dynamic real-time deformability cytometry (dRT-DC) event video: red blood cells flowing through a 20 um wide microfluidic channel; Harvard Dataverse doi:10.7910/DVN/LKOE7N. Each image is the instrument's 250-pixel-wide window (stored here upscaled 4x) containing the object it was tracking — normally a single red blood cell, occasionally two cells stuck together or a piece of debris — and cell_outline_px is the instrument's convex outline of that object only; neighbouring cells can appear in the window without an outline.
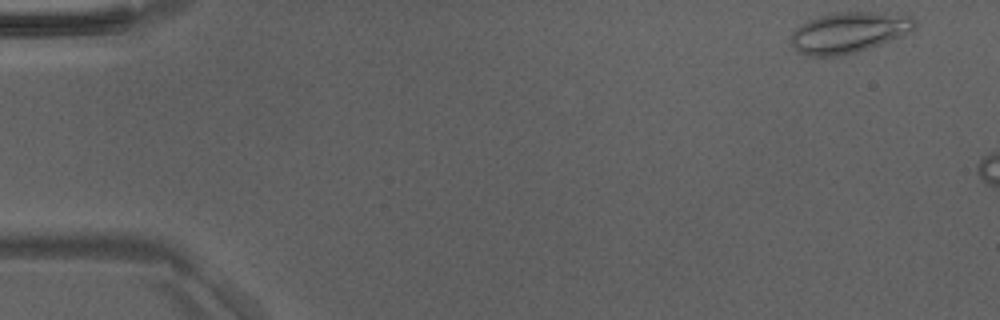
{"species": "Egyptian fruit bat (a non-hibernating species)", "species_latin": "Rousettus aegyptiacus", "temperature_condition": "room temperature", "stored_images_in_passage": 6, "camera_frame_rate_fps": 3000, "um_per_image_px": 0.085, "animal": {"sex": "male"}, "frame": {"image": 1, "passage_image": 1, "time_ms": 0.0, "image_size_px": [1000, 320], "cell_outline_px": [[916, 28], [912, 32], [904, 36], [856, 52], [836, 56], [808, 56], [800, 52], [792, 44], [792, 32], [800, 24], [808, 20], [820, 16], [836, 12], [904, 12], [912, 16], [916, 20]], "centroid_in_image_um": [72.26, 2.73], "position_along_channel_um": 12.7, "area_um2": 29.82}}